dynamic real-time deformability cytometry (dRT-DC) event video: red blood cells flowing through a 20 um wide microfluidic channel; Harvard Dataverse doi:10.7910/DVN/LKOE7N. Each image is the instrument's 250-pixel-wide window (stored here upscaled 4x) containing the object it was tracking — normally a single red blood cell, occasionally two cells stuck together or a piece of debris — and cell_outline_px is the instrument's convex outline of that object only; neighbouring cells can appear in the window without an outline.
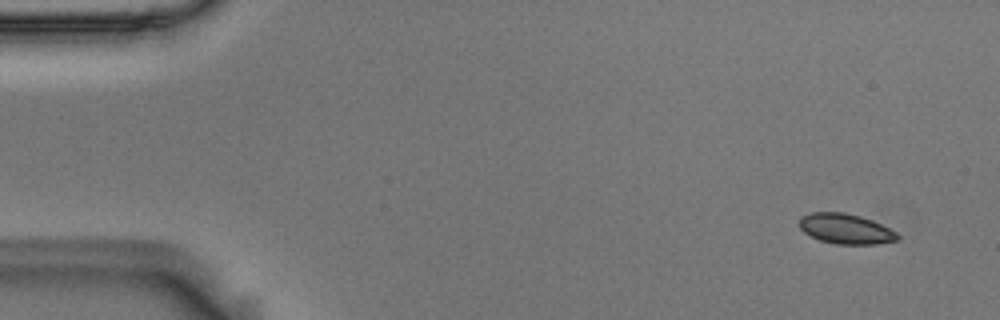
{"species": "Egyptian fruit bat (a non-hibernating species)", "species_latin": "Rousettus aegyptiacus", "temperature_condition": "room temperature", "stored_images_in_passage": 7, "camera_frame_rate_fps": 3000, "um_per_image_px": 0.085, "animal": {"sex": "male"}, "frame": {"image": 1, "passage_image": 1, "time_ms": 0.0, "image_size_px": [1000, 320], "cell_outline_px": [[900, 236], [896, 240], [876, 244], [836, 244], [820, 240], [804, 232], [800, 228], [800, 216], [812, 212], [844, 212], [860, 216], [872, 220], [896, 232]], "centroid_in_image_um": [71.87, 19.44], "position_along_channel_um": 13.1, "area_um2": 17.11}}
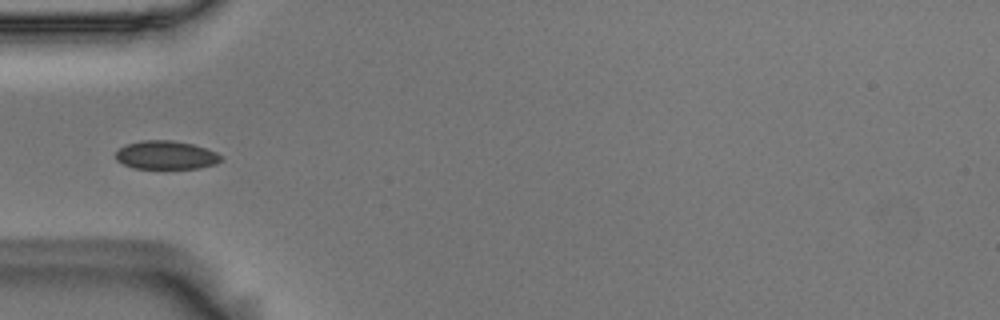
{"frame": {"image": 2, "passage_image": 5, "time_ms": 1.333, "image_size_px": [1000, 320], "cell_outline_px": [[224, 160], [216, 164], [200, 168], [132, 168], [116, 160], [116, 152], [120, 148], [128, 144], [144, 140], [172, 140], [192, 144], [216, 152], [224, 156]], "centroid_in_image_um": [14.16, 13.19], "position_along_channel_um": 70.8, "area_um2": 17.46}}
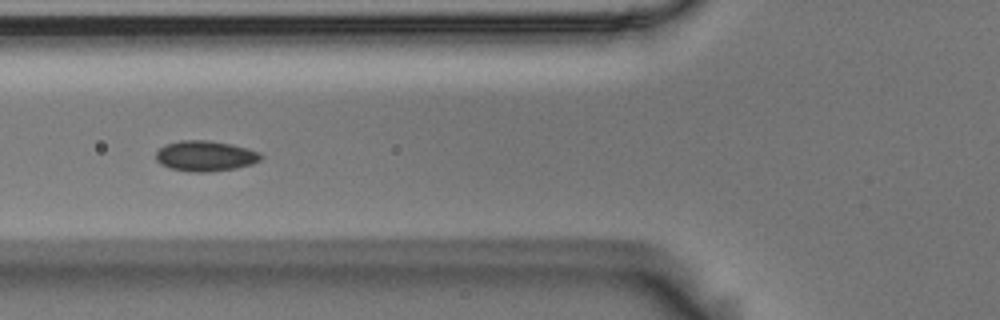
{"frame": {"image": 3, "passage_image": 6, "time_ms": 1.667, "image_size_px": [1000, 320], "cell_outline_px": [[264, 156], [260, 160], [252, 164], [236, 168], [208, 172], [192, 172], [172, 168], [160, 164], [156, 160], [156, 152], [164, 144], [180, 140], [208, 140], [232, 144], [248, 148], [260, 152]], "centroid_in_image_um": [17.47, 13.25], "position_along_channel_um": 108.3, "area_um2": 18.79}}